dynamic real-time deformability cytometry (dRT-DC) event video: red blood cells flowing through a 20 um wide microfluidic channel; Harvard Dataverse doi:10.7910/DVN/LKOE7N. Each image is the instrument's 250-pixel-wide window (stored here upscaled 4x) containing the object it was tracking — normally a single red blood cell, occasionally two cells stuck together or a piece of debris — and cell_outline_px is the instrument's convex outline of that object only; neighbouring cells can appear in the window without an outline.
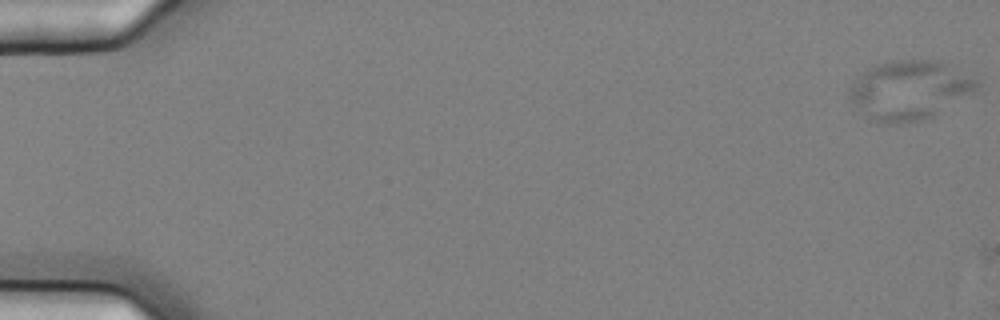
{"species": "common noctule bat (a hibernating species)", "species_latin": "Nyctalus noctula", "temperature_condition": "cold", "stored_images_in_passage": 4, "camera_frame_rate_fps": 3000, "um_per_image_px": 0.085, "animal": {"sex": "female", "body_mass_g": 25.1}, "frame": {"image": 1, "passage_image": 1, "time_ms": 0.0, "image_size_px": [1000, 320], "cell_outline_px": [[980, 84], [972, 92], [932, 120], [900, 124], [876, 124], [848, 96], [848, 92], [852, 80], [860, 72], [872, 64], [892, 60], [940, 60], [976, 80]], "centroid_in_image_um": [77.27, 7.68], "position_along_channel_um": 7.7, "area_um2": 44.56}}